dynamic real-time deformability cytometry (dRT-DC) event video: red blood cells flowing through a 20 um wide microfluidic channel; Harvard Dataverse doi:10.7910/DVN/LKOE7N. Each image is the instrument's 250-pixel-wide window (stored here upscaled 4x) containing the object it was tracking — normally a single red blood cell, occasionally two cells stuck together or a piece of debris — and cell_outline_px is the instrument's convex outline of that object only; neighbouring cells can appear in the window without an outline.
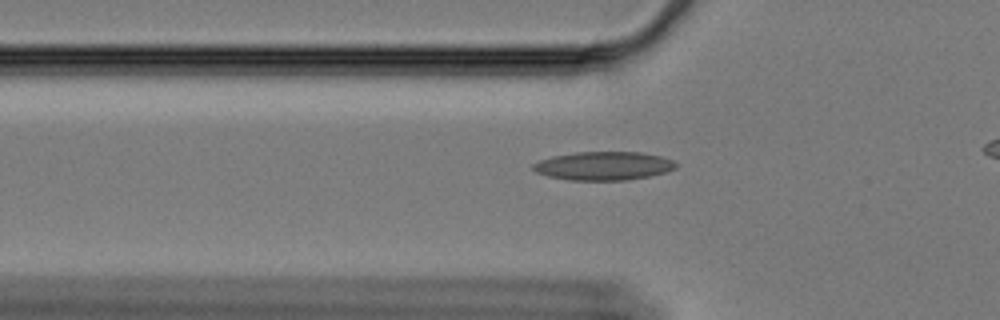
{"species": "Egyptian fruit bat (a non-hibernating species)", "species_latin": "Rousettus aegyptiacus", "temperature_condition": "cold", "stored_images_in_passage": 46, "camera_frame_rate_fps": 3000, "um_per_image_px": 0.085, "animal": {"sex": "female"}, "frame": {"image": 1, "passage_image": 13, "time_ms": 4.0, "image_size_px": [1000, 320], "cell_outline_px": [[676, 168], [664, 172], [648, 176], [624, 180], [568, 180], [548, 176], [536, 172], [532, 168], [532, 164], [540, 160], [552, 156], [576, 152], [640, 152], [660, 156], [672, 160], [676, 164]], "centroid_in_image_um": [51.26, 14.09], "position_along_channel_um": 74.5, "area_um2": 23.58}}
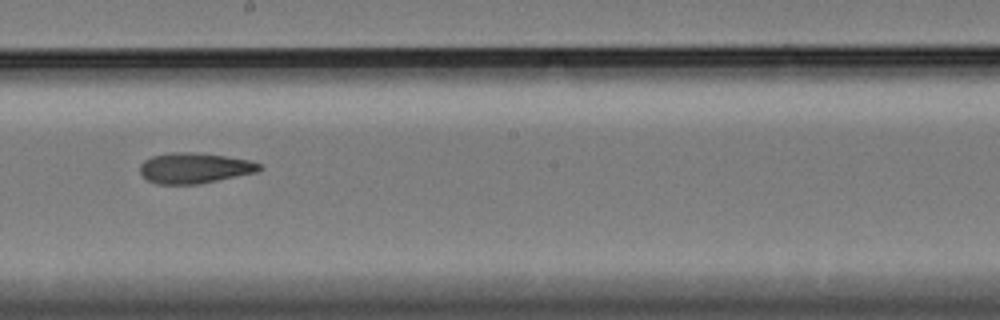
{"frame": {"image": 2, "passage_image": 27, "time_ms": 8.667, "image_size_px": [1000, 320], "cell_outline_px": [[264, 168], [256, 172], [196, 184], [156, 184], [148, 180], [140, 172], [140, 164], [144, 160], [152, 156], [168, 152], [192, 152], [224, 156], [248, 160], [264, 164]], "centroid_in_image_um": [16.52, 14.27], "position_along_channel_um": 231.7, "area_um2": 21.15}}
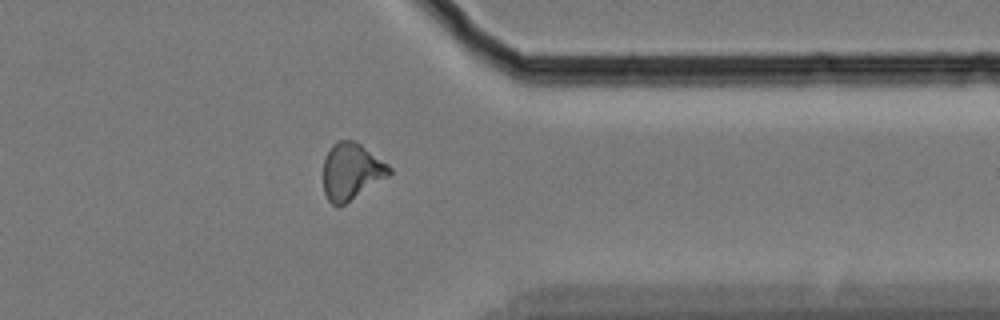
{"frame": {"image": 3, "passage_image": 41, "time_ms": 13.333, "image_size_px": [1000, 320], "cell_outline_px": [[392, 172], [388, 176], [344, 204], [332, 204], [328, 200], [324, 192], [324, 160], [332, 144], [336, 140], [352, 140], [360, 144], [388, 164], [392, 168]], "centroid_in_image_um": [29.86, 14.54], "position_along_channel_um": 381.5, "area_um2": 21.39}}